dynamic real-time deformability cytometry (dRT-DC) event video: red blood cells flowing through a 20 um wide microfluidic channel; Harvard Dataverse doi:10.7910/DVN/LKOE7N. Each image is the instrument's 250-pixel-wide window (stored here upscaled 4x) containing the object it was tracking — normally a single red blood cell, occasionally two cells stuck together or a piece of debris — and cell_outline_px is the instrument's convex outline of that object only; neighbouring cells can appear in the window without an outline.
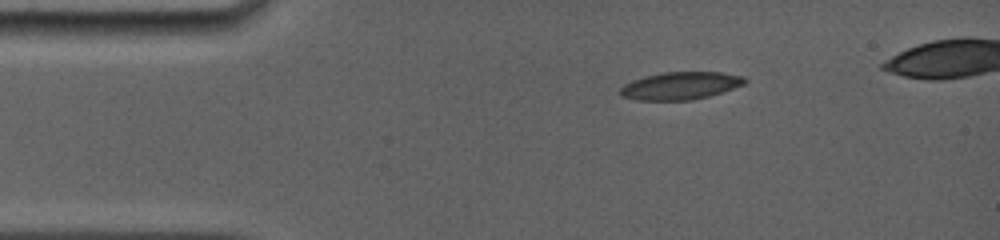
{"species": "common noctule bat (a hibernating species)", "species_latin": "Nyctalus noctula", "temperature_condition": "room temperature", "stored_images_in_passage": 5, "camera_frame_rate_fps": 5000, "um_per_image_px": 0.085, "animal": {"sex": "female", "body_mass_g": 19.0, "forearm_length_mm": 56.7}, "frame": {"image": 1, "passage_image": 1, "time_ms": 0.0, "image_size_px": [1000, 240], "cell_outline_px": [[748, 80], [744, 84], [708, 96], [692, 100], [636, 100], [620, 96], [620, 88], [624, 84], [632, 80], [644, 76], [664, 72], [720, 72], [744, 76]], "centroid_in_image_um": [57.8, 7.28], "position_along_channel_um": 27.2, "area_um2": 20.0}}
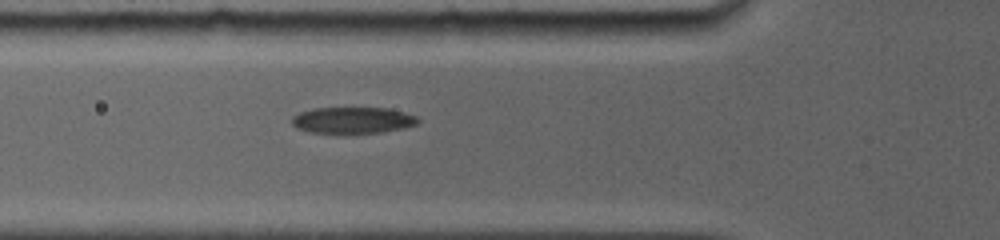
{"frame": {"image": 2, "passage_image": 4, "time_ms": 3.0, "image_size_px": [1000, 240], "cell_outline_px": [[420, 120], [416, 124], [404, 128], [384, 132], [308, 132], [296, 128], [292, 124], [292, 116], [300, 112], [312, 108], [388, 108], [404, 112], [416, 116]], "centroid_in_image_um": [29.98, 10.2], "position_along_channel_um": 95.8, "area_um2": 19.19}}
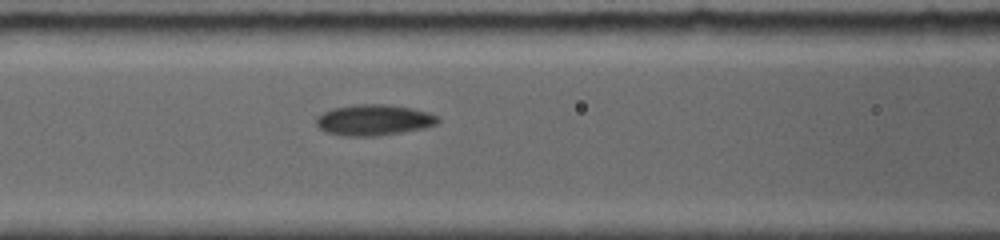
{"frame": {"image": 3, "passage_image": 5, "time_ms": 4.0, "image_size_px": [1000, 240], "cell_outline_px": [[440, 120], [436, 124], [424, 128], [376, 136], [344, 136], [324, 132], [316, 124], [316, 116], [332, 108], [356, 104], [388, 104], [412, 108], [428, 112], [436, 116]], "centroid_in_image_um": [31.74, 10.19], "position_along_channel_um": 134.9, "area_um2": 21.96}}